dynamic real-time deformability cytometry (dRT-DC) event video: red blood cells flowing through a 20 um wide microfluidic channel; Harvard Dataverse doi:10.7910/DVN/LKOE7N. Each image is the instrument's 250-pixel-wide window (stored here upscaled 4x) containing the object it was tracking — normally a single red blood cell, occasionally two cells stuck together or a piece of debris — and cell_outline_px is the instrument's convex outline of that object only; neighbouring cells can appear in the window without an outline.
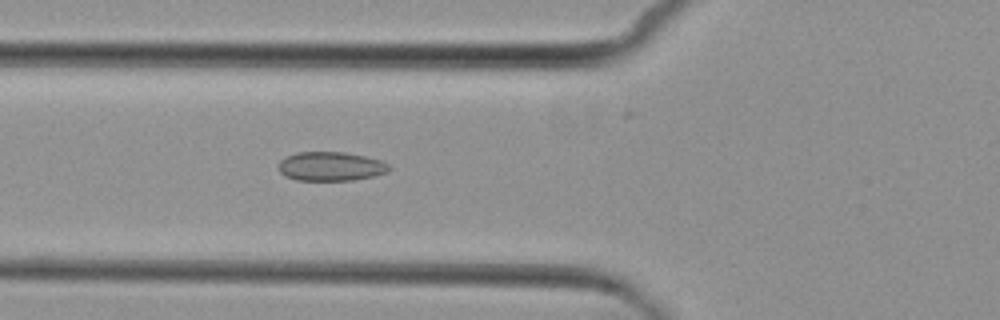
{"species": "common noctule bat (a hibernating species)", "species_latin": "Nyctalus noctula", "temperature_condition": "cold", "stored_images_in_passage": 5, "camera_frame_rate_fps": 3000, "um_per_image_px": 0.085, "animal": {"sex": "female", "body_mass_g": 29.2, "forearm_length_mm": 56.3}, "frame": {"image": 1, "passage_image": 5, "time_ms": 5.333, "image_size_px": [1000, 320], "cell_outline_px": [[392, 168], [388, 172], [372, 176], [352, 180], [296, 180], [284, 176], [280, 172], [280, 160], [296, 152], [344, 152], [364, 156], [380, 160], [388, 164]], "centroid_in_image_um": [28.12, 14.14], "position_along_channel_um": 97.7, "area_um2": 18.61}}